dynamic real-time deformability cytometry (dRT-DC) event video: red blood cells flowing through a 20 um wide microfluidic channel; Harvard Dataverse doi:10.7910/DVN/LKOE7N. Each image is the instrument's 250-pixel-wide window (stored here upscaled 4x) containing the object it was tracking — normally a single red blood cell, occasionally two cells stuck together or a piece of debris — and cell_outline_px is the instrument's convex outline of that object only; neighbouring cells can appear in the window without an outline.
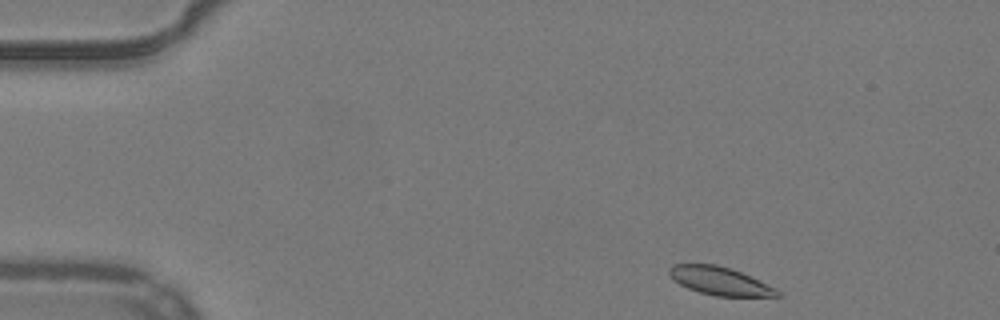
{"species": "common noctule bat (a hibernating species)", "species_latin": "Nyctalus noctula", "temperature_condition": "warm", "stored_images_in_passage": 47, "camera_frame_rate_fps": 3000, "um_per_image_px": 0.085, "animal": {"sex": "male", "body_mass_g": 19.2, "forearm_length_mm": 51.8}, "frame": {"image": 1, "passage_image": 1, "time_ms": 0.0, "image_size_px": [1000, 320], "cell_outline_px": [[784, 296], [716, 296], [700, 292], [688, 288], [672, 280], [668, 272], [668, 268], [672, 264], [716, 264], [732, 268], [776, 288]], "centroid_in_image_um": [61.17, 23.87], "position_along_channel_um": 23.8, "area_um2": 17.74}}
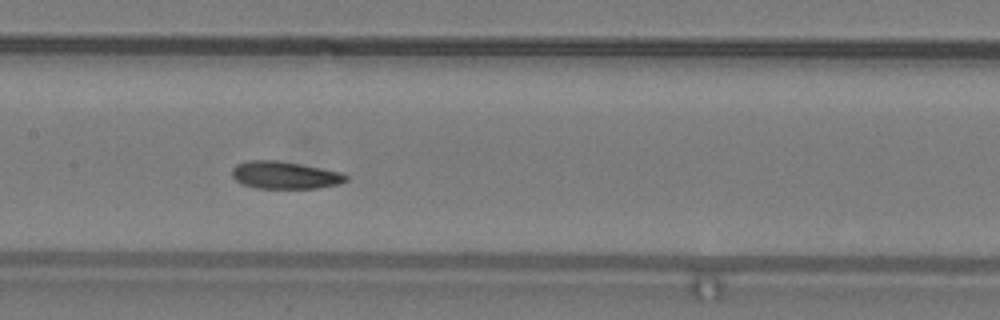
{"frame": {"image": 2, "passage_image": 20, "time_ms": 6.333, "image_size_px": [1000, 320], "cell_outline_px": [[348, 180], [340, 184], [316, 188], [256, 188], [244, 184], [236, 180], [232, 176], [232, 168], [236, 164], [248, 160], [276, 160], [300, 164], [340, 172], [348, 176]], "centroid_in_image_um": [24.2, 14.88], "position_along_channel_um": 183.2, "area_um2": 18.15}}
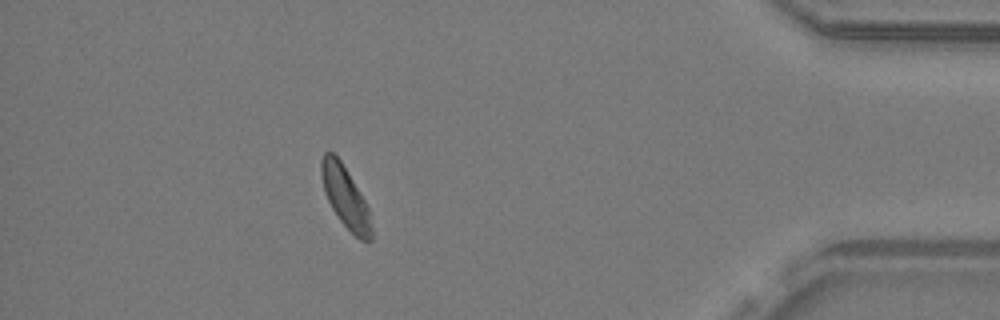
{"frame": {"image": 3, "passage_image": 41, "time_ms": 13.333, "image_size_px": [1000, 320], "cell_outline_px": [[372, 240], [360, 240], [340, 220], [332, 208], [324, 192], [320, 176], [320, 160], [324, 152], [332, 152], [340, 160], [364, 200], [368, 208], [372, 228]], "centroid_in_image_um": [29.32, 16.73], "position_along_channel_um": 405.9, "area_um2": 17.57}, "authors_computed_cell_mechanics": {"area_um2": 18.4382, "velocity_mm_per_s": 3.8764, "shape_relaxation_time_tau1_ms": null, "shape_relaxation_time_tau2_ms": 3.6897, "deformation_change_tau1": null, "deformation_change_tau2": 0.0948}}